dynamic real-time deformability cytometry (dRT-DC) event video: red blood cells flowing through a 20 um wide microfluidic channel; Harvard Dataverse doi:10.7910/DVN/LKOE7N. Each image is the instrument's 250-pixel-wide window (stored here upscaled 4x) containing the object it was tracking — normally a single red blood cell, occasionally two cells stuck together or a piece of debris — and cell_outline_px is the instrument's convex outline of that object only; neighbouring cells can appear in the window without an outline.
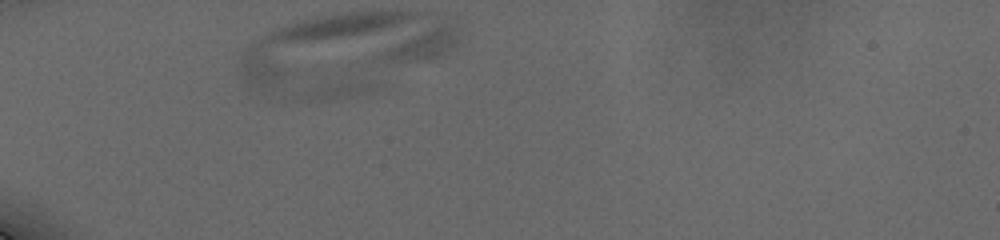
{"species": "human", "species_latin": "Homo sapiens", "temperature_condition": "cold", "stored_images_in_passage": 6, "camera_frame_rate_fps": 3000, "um_per_image_px": 0.085, "donor": {"sex": "male"}, "frame": {"image": 1, "passage_image": 3, "time_ms": 0.333, "image_size_px": [1000, 240], "cell_outline_px": [[460, 40], [452, 48], [440, 56], [428, 60], [396, 64], [372, 64], [364, 60], [432, 12], [456, 20], [460, 36]], "centroid_in_image_um": [35.69, 3.56], "position_along_channel_um": 49.3, "area_um2": 19.83}}